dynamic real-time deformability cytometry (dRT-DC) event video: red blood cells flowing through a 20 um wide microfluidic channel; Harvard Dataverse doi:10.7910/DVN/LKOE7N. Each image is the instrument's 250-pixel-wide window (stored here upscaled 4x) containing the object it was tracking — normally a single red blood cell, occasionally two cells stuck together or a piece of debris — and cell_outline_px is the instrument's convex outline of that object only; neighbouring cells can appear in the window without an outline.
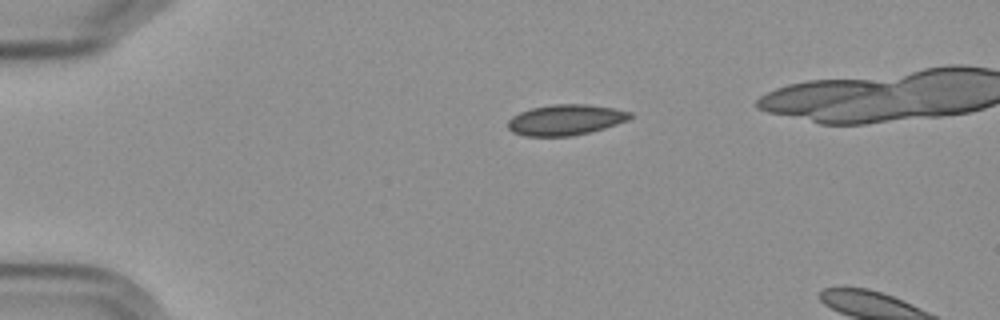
{"species": "Egyptian fruit bat (a non-hibernating species)", "species_latin": "Rousettus aegyptiacus", "temperature_condition": "cold", "stored_images_in_passage": 2, "camera_frame_rate_fps": 3000, "um_per_image_px": 0.085, "frame": {"image": 1, "passage_image": 1, "time_ms": 0.0, "image_size_px": [1000, 320], "cell_outline_px": [[632, 116], [628, 120], [604, 128], [572, 136], [524, 136], [512, 132], [508, 128], [508, 120], [512, 116], [520, 112], [532, 108], [552, 104], [588, 104], [612, 108], [632, 112]], "centroid_in_image_um": [48.05, 10.18], "position_along_channel_um": 36.9, "area_um2": 21.79}}